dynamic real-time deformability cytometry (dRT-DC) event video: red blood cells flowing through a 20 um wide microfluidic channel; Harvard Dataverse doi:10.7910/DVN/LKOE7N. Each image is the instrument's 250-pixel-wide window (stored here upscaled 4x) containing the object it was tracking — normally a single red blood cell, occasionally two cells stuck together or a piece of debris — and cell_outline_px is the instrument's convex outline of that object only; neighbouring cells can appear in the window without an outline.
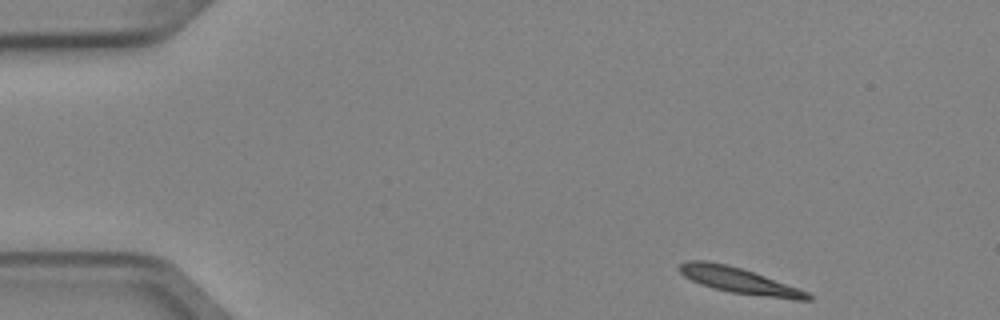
{"species": "Egyptian fruit bat (a non-hibernating species)", "species_latin": "Rousettus aegyptiacus", "temperature_condition": "cold", "stored_images_in_passage": 5, "camera_frame_rate_fps": 3000, "um_per_image_px": 0.085, "animal": {"sex": "female"}, "frame": {"image": 1, "passage_image": 1, "time_ms": 0.0, "image_size_px": [1000, 320], "cell_outline_px": [[812, 300], [792, 300], [732, 292], [712, 288], [700, 284], [684, 276], [676, 268], [680, 264], [688, 260], [704, 260], [728, 264], [764, 276], [808, 292], [812, 296]], "centroid_in_image_um": [62.79, 23.84], "position_along_channel_um": 22.2, "area_um2": 19.13}}
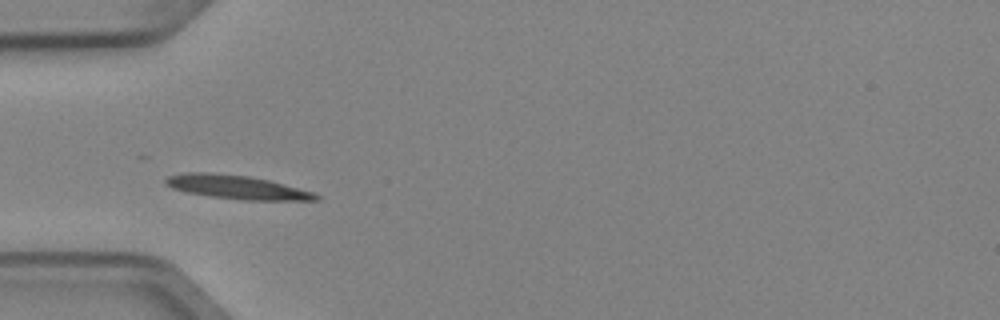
{"frame": {"image": 2, "passage_image": 4, "time_ms": 1.0, "image_size_px": [1000, 320], "cell_outline_px": [[320, 200], [244, 200], [208, 196], [184, 192], [172, 188], [164, 184], [164, 180], [168, 176], [184, 172], [208, 172], [248, 176], [268, 180], [312, 192], [320, 196]], "centroid_in_image_um": [20.05, 15.91], "position_along_channel_um": 64.9, "area_um2": 20.75}}
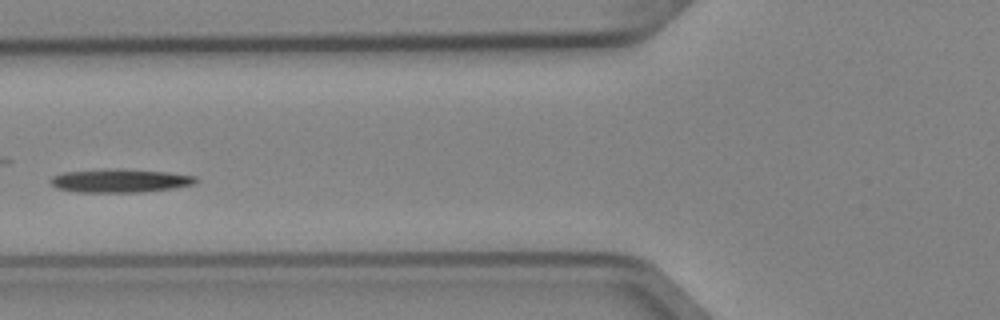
{"frame": {"image": 3, "passage_image": 5, "time_ms": 1.333, "image_size_px": [1000, 320], "cell_outline_px": [[200, 180], [196, 184], [172, 188], [140, 192], [76, 192], [56, 188], [48, 180], [52, 176], [64, 172], [104, 168], [120, 168], [168, 172], [196, 176]], "centroid_in_image_um": [10.2, 15.34], "position_along_channel_um": 115.6, "area_um2": 20.23}}